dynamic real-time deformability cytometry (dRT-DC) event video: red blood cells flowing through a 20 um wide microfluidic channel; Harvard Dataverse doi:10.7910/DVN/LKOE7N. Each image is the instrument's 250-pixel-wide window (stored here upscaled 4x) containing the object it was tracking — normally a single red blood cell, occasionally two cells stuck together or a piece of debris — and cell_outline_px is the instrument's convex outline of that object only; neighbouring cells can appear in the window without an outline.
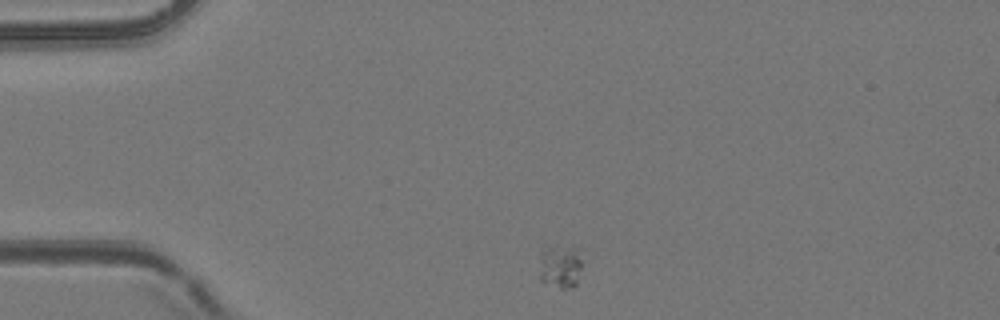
{"species": "common noctule bat (a hibernating species)", "species_latin": "Nyctalus noctula", "temperature_condition": "room temperature", "stored_images_in_passage": 5, "camera_frame_rate_fps": 3000, "um_per_image_px": 0.085, "animal": {"sex": "female", "body_mass_g": 24.6, "forearm_length_mm": 56.2}, "frame": {"image": 1, "passage_image": 1, "time_ms": 0.0, "image_size_px": [1000, 320], "cell_outline_px": [[584, 264], [576, 284], [572, 288], [560, 288], [540, 280], [540, 248], [556, 244], [576, 248]], "centroid_in_image_um": [47.63, 22.59], "position_along_channel_um": 37.4, "area_um2": 11.33}}
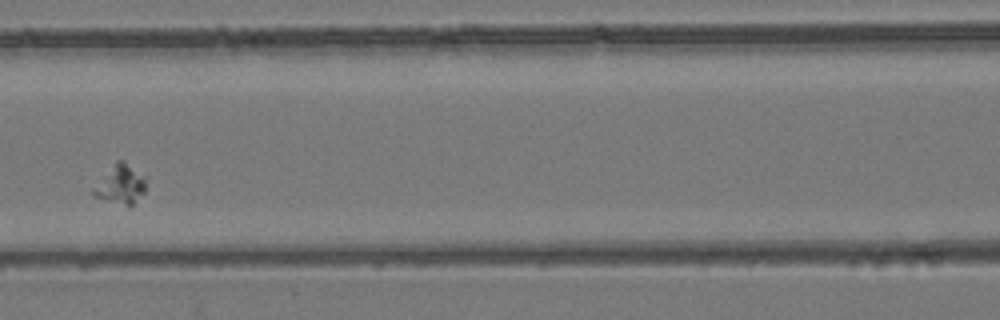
{"frame": {"image": 2, "passage_image": 5, "time_ms": 1.333, "image_size_px": [1000, 320], "cell_outline_px": [[144, 192], [128, 208], [92, 196], [92, 188], [116, 160], [124, 160], [144, 176]], "centroid_in_image_um": [10.2, 15.7], "position_along_channel_um": 156.4, "area_um2": 11.96}}